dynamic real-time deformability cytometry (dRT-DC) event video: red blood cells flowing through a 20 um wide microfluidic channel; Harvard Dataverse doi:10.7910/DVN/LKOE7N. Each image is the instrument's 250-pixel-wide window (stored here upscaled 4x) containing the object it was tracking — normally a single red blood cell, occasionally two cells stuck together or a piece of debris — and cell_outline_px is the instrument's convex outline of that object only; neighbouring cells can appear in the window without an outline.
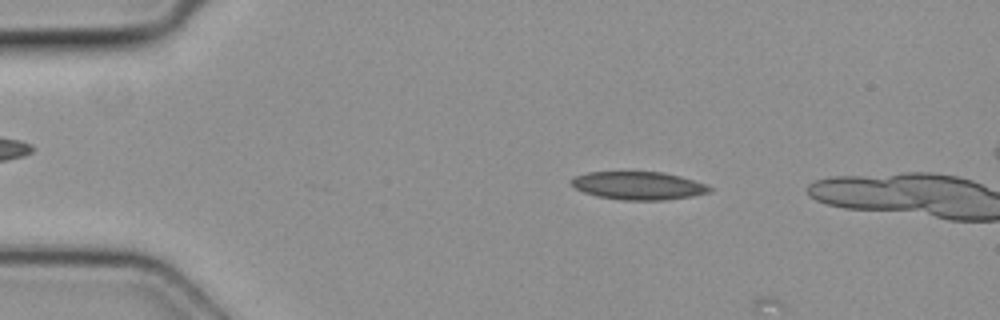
{"species": "common noctule bat (a hibernating species)", "species_latin": "Nyctalus noctula", "temperature_condition": "cold", "stored_images_in_passage": 3, "camera_frame_rate_fps": 3000, "um_per_image_px": 0.085, "animal": {"sex": "female", "body_mass_g": 19.3, "forearm_length_mm": 54.1}, "frame": {"image": 1, "passage_image": 2, "time_ms": 0.333, "image_size_px": [1000, 320], "cell_outline_px": [[712, 192], [692, 196], [664, 200], [624, 200], [596, 196], [584, 192], [576, 188], [572, 184], [572, 180], [576, 176], [588, 172], [660, 172], [680, 176], [708, 184], [712, 188]], "centroid_in_image_um": [54.32, 15.78], "position_along_channel_um": 30.7, "area_um2": 22.48}}